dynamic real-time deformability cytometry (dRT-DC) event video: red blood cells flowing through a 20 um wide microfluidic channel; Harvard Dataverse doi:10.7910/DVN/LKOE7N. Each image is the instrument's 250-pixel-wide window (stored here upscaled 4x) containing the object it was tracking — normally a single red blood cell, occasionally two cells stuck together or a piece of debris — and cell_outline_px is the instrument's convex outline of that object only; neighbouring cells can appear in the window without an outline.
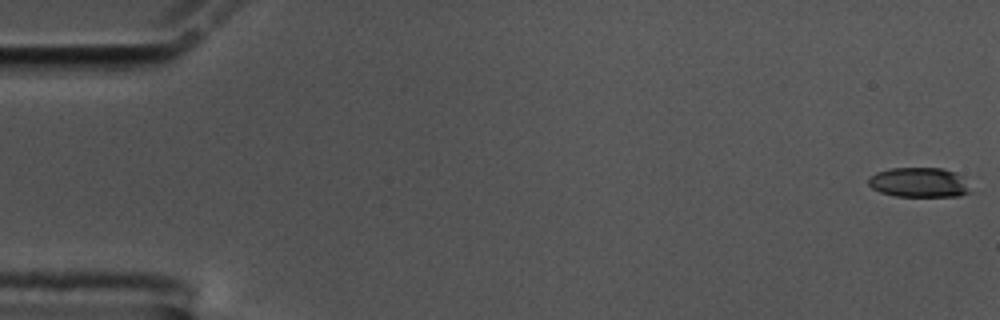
{"species": "common noctule bat (a hibernating species)", "species_latin": "Nyctalus noctula", "temperature_condition": "cold", "stored_images_in_passage": 57, "camera_frame_rate_fps": 3000, "um_per_image_px": 0.085, "animal": {"sex": "male", "body_mass_g": 17.5, "forearm_length_mm": 52.3}, "frame": {"image": 1, "passage_image": 1, "time_ms": 0.0, "image_size_px": [1000, 320], "cell_outline_px": [[972, 192], [960, 196], [896, 196], [880, 192], [872, 188], [868, 184], [868, 180], [876, 172], [892, 168], [940, 168], [956, 172]], "centroid_in_image_um": [78.1, 15.51], "position_along_channel_um": 6.9, "area_um2": 17.46}}
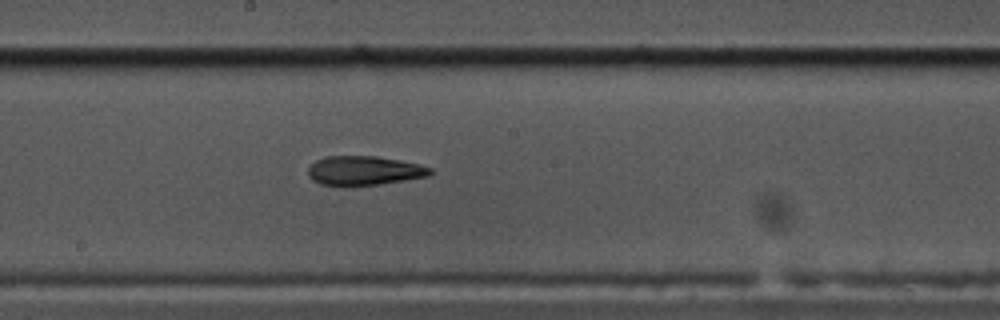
{"frame": {"image": 2, "passage_image": 31, "time_ms": 10.0, "image_size_px": [1000, 320], "cell_outline_px": [[432, 172], [428, 176], [380, 184], [344, 188], [320, 184], [312, 180], [308, 176], [308, 168], [316, 160], [324, 156], [376, 156], [420, 164], [432, 168]], "centroid_in_image_um": [30.9, 14.53], "position_along_channel_um": 217.3, "area_um2": 21.27}}
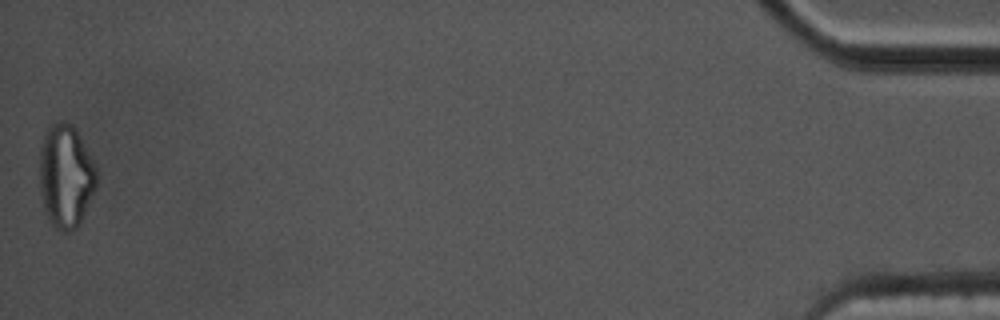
{"frame": {"image": 3, "passage_image": 57, "time_ms": 18.667, "image_size_px": [1000, 320], "cell_outline_px": [[96, 184], [80, 224], [76, 228], [68, 232], [60, 232], [48, 220], [44, 212], [40, 192], [40, 148], [44, 136], [48, 128], [56, 120], [64, 120], [72, 124], [76, 128], [96, 164]], "centroid_in_image_um": [5.58, 14.96], "position_along_channel_um": 429.6, "area_um2": 34.68}, "authors_computed_cell_mechanics": {"area_um2": 20.8658, "velocity_mm_per_s": 3.556, "shape_relaxation_time_tau1_ms": null, "shape_relaxation_time_tau2_ms": 4.2916, "deformation_change_tau1": null, "deformation_change_tau2": 0.1403}}